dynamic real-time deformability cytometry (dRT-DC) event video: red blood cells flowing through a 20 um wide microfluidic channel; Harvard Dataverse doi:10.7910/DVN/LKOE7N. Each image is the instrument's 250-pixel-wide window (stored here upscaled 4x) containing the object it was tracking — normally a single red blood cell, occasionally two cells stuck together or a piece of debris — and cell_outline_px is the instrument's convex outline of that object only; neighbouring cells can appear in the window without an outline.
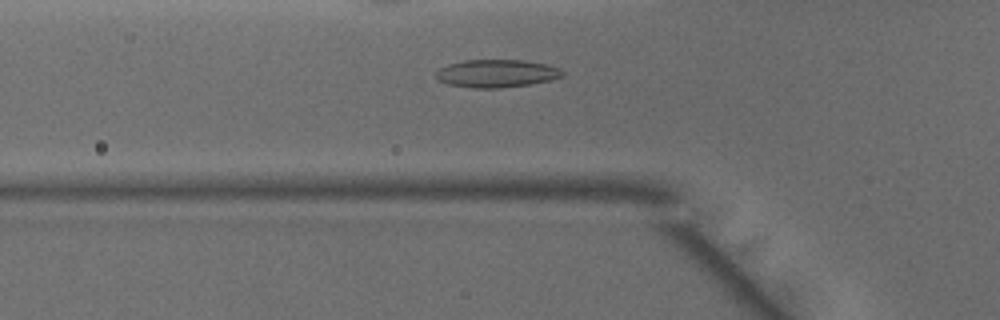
{"species": "common noctule bat (a hibernating species)", "species_latin": "Nyctalus noctula", "temperature_condition": "warm", "stored_images_in_passage": 48, "camera_frame_rate_fps": 3000, "um_per_image_px": 0.085, "animal": {"sex": "male", "body_mass_g": 15.6}, "frame": {"image": 1, "passage_image": 16, "time_ms": 5.0, "image_size_px": [1000, 320], "cell_outline_px": [[564, 76], [548, 80], [528, 84], [500, 88], [472, 88], [448, 84], [440, 80], [436, 76], [436, 72], [440, 68], [448, 64], [464, 60], [520, 60], [544, 64], [560, 68], [564, 72]], "centroid_in_image_um": [42.19, 6.24], "position_along_channel_um": 83.6, "area_um2": 20.29}}
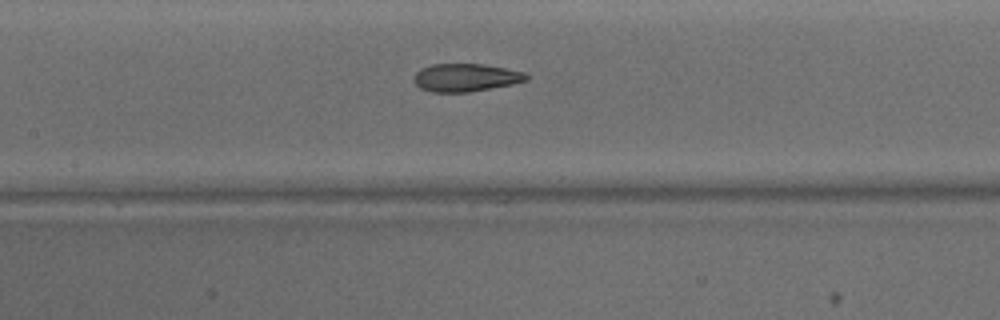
{"frame": {"image": 2, "passage_image": 22, "time_ms": 7.0, "image_size_px": [1000, 320], "cell_outline_px": [[528, 80], [512, 84], [468, 92], [432, 92], [420, 88], [412, 80], [412, 76], [420, 68], [432, 64], [480, 64], [504, 68], [524, 72], [528, 76]], "centroid_in_image_um": [39.53, 6.59], "position_along_channel_um": 167.9, "area_um2": 18.26}}
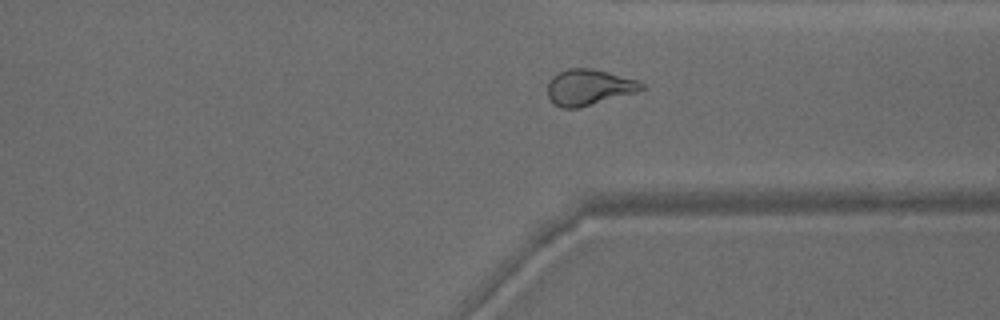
{"frame": {"image": 3, "passage_image": 36, "time_ms": 11.667, "image_size_px": [1000, 320], "cell_outline_px": [[648, 88], [636, 92], [580, 108], [560, 108], [548, 96], [548, 80], [552, 76], [568, 68], [588, 68], [608, 72], [636, 80], [644, 84]], "centroid_in_image_um": [50.06, 7.42], "position_along_channel_um": 361.3, "area_um2": 19.59}, "authors_computed_cell_mechanics": {"area_um2": 20.3167, "velocity_mm_per_s": 4.1639, "shape_relaxation_time_tau1_ms": null, "shape_relaxation_time_tau2_ms": 1.7268, "deformation_change_tau1": null, "deformation_change_tau2": 0.0752}}